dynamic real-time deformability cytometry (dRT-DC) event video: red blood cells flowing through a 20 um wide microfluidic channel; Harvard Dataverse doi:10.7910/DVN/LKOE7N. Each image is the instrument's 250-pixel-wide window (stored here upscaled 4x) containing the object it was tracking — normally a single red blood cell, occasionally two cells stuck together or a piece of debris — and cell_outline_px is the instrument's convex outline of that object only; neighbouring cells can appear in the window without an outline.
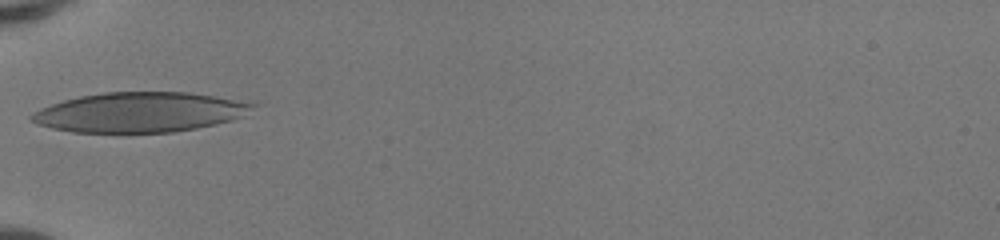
{"species": "human", "species_latin": "Homo sapiens", "temperature_condition": "room temperature", "stored_images_in_passage": 21, "camera_frame_rate_fps": 3000, "um_per_image_px": 0.085, "donor": {"sex": "female"}, "frame": {"image": 1, "passage_image": 1, "time_ms": 0.0, "image_size_px": [1000, 240], "cell_outline_px": [[260, 104], [240, 116], [232, 120], [216, 124], [196, 128], [172, 132], [72, 132], [52, 128], [36, 124], [28, 120], [28, 116], [32, 112], [40, 108], [64, 100], [80, 96], [104, 92], [188, 92], [216, 96]], "centroid_in_image_um": [11.84, 9.53], "position_along_channel_um": 73.2, "area_um2": 51.38}}